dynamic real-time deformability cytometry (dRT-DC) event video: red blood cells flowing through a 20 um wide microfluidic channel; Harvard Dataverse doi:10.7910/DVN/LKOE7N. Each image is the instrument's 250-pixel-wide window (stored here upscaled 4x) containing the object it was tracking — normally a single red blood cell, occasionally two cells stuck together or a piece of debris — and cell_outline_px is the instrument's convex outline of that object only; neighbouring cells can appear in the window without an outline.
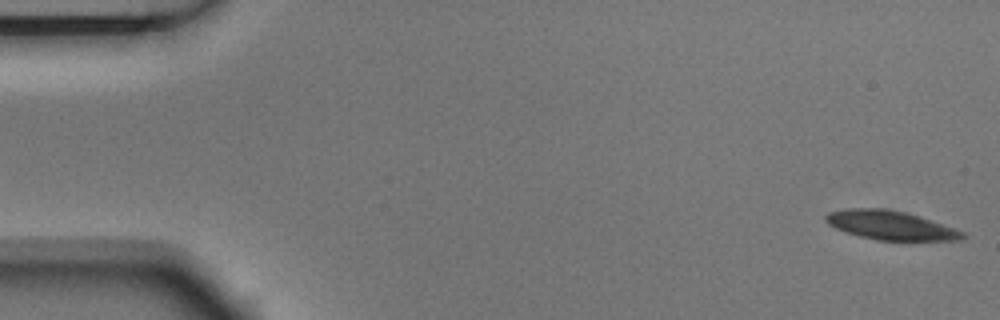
{"species": "Egyptian fruit bat (a non-hibernating species)", "species_latin": "Rousettus aegyptiacus", "temperature_condition": "room temperature", "stored_images_in_passage": 5, "camera_frame_rate_fps": 3000, "um_per_image_px": 0.085, "animal": {"sex": "male"}, "frame": {"image": 1, "passage_image": 1, "time_ms": 0.0, "image_size_px": [1000, 320], "cell_outline_px": [[968, 236], [960, 240], [876, 240], [844, 232], [828, 224], [824, 220], [824, 216], [828, 212], [848, 208], [884, 208], [904, 212], [964, 232]], "centroid_in_image_um": [75.62, 19.15], "position_along_channel_um": 9.4, "area_um2": 22.77}}
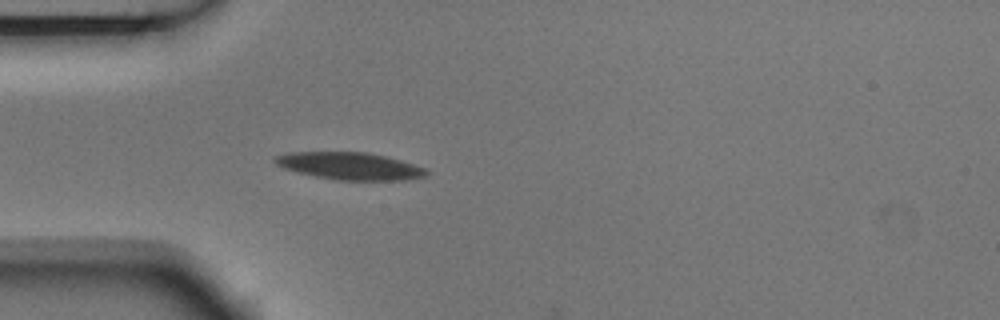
{"frame": {"image": 2, "passage_image": 5, "time_ms": 1.333, "image_size_px": [1000, 320], "cell_outline_px": [[432, 172], [428, 176], [404, 180], [332, 180], [296, 172], [284, 168], [276, 164], [272, 160], [276, 156], [292, 152], [364, 152], [384, 156], [400, 160], [424, 168]], "centroid_in_image_um": [29.74, 14.12], "position_along_channel_um": 55.3, "area_um2": 24.1}}